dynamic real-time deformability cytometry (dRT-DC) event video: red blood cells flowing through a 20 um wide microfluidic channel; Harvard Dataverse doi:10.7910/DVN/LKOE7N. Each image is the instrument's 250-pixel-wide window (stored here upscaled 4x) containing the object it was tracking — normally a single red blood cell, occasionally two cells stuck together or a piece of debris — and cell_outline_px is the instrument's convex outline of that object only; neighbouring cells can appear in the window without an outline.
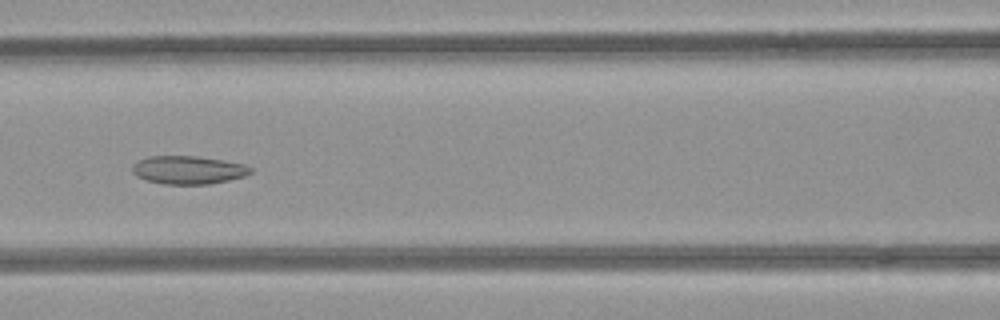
{"species": "common noctule bat (a hibernating species)", "species_latin": "Nyctalus noctula", "temperature_condition": "room temperature", "stored_images_in_passage": 52, "camera_frame_rate_fps": 3000, "um_per_image_px": 0.085, "animal": {"sex": "female", "body_mass_g": 21.9}, "frame": {"image": 1, "passage_image": 23, "time_ms": 7.333, "image_size_px": [1000, 320], "cell_outline_px": [[252, 172], [244, 176], [228, 180], [208, 184], [164, 184], [148, 180], [136, 176], [132, 172], [132, 164], [148, 156], [196, 156], [244, 164], [252, 168]], "centroid_in_image_um": [15.98, 14.44], "position_along_channel_um": 150.6, "area_um2": 19.25}}
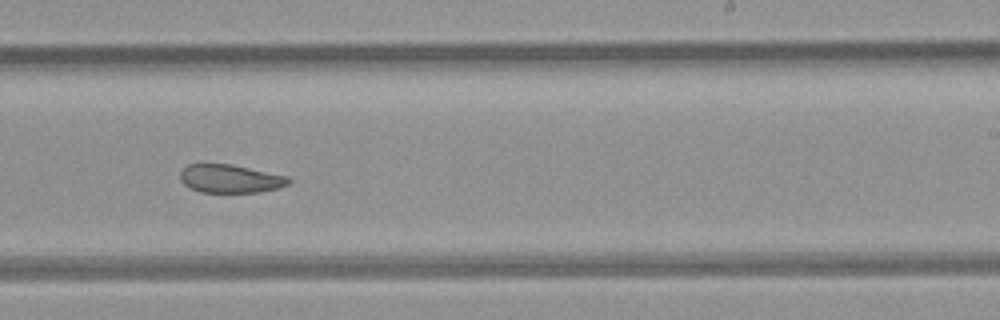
{"frame": {"image": 2, "passage_image": 32, "time_ms": 10.333, "image_size_px": [1000, 320], "cell_outline_px": [[292, 180], [288, 184], [276, 188], [260, 192], [200, 192], [188, 188], [180, 180], [180, 172], [188, 164], [228, 164], [288, 176]], "centroid_in_image_um": [19.54, 15.2], "position_along_channel_um": 269.5, "area_um2": 17.74}}
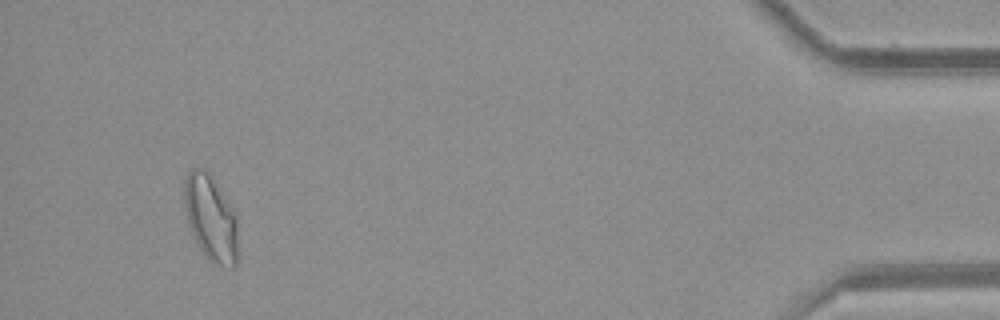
{"frame": {"image": 3, "passage_image": 49, "time_ms": 16.0, "image_size_px": [1000, 320], "cell_outline_px": [[236, 264], [232, 268], [212, 264], [208, 260], [200, 248], [192, 232], [188, 220], [184, 204], [184, 184], [188, 172], [196, 168], [204, 168], [208, 172], [236, 216]], "centroid_in_image_um": [17.89, 18.57], "position_along_channel_um": 417.3, "area_um2": 26.07}, "authors_computed_cell_mechanics": {"area_um2": 21.964, "velocity_mm_per_s": 3.9754, "shape_relaxation_time_tau1_ms": null, "shape_relaxation_time_tau2_ms": 3.7641, "deformation_change_tau1": null, "deformation_change_tau2": 0.085}}